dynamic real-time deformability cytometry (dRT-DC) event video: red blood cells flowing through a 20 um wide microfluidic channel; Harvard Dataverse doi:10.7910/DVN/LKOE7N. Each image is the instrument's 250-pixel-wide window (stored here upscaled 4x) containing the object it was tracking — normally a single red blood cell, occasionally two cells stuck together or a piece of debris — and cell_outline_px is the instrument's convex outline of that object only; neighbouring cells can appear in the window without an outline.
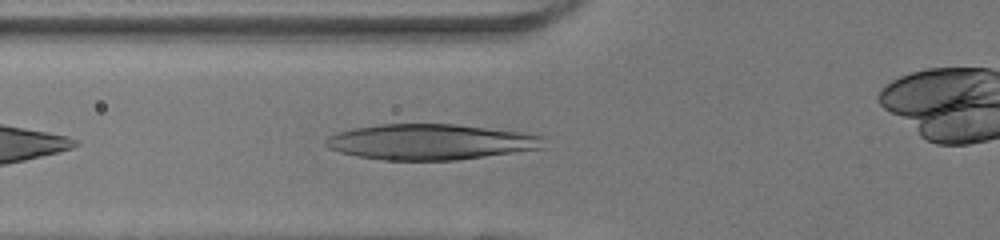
{"species": "human", "species_latin": "Homo sapiens", "temperature_condition": "room temperature", "stored_images_in_passage": 31, "camera_frame_rate_fps": 3000, "um_per_image_px": 0.085, "donor": {"sex": "female"}, "frame": {"image": 1, "passage_image": 4, "time_ms": 1.0, "image_size_px": [1000, 240], "cell_outline_px": [[544, 148], [456, 160], [384, 160], [356, 156], [340, 152], [328, 148], [324, 144], [324, 140], [328, 136], [336, 132], [352, 128], [380, 124], [456, 124], [528, 132], [544, 136]], "centroid_in_image_um": [36.6, 12.05], "position_along_channel_um": 89.2, "area_um2": 45.72}}
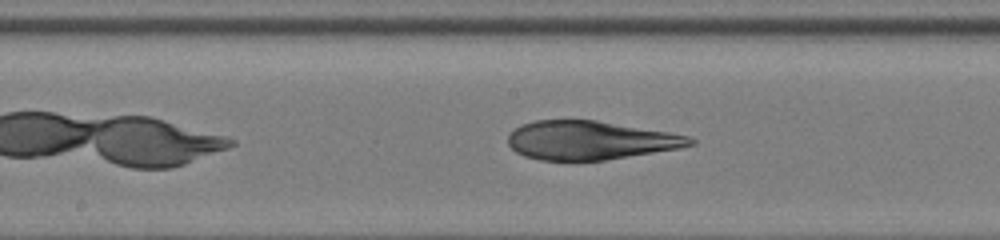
{"frame": {"image": 2, "passage_image": 12, "time_ms": 3.667, "image_size_px": [1000, 240], "cell_outline_px": [[696, 144], [680, 148], [604, 160], [540, 160], [524, 156], [516, 152], [508, 144], [508, 136], [520, 124], [536, 120], [596, 120], [668, 132], [688, 136], [696, 140]], "centroid_in_image_um": [50.15, 11.92], "position_along_channel_um": 198.0, "area_um2": 40.86}}
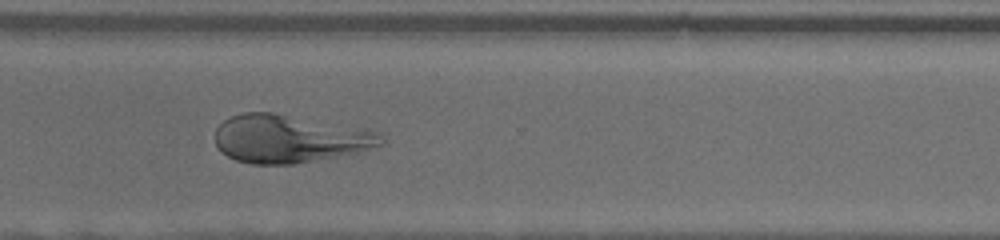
{"frame": {"image": 3, "passage_image": 23, "time_ms": 7.333, "image_size_px": [1000, 240], "cell_outline_px": [[384, 144], [356, 152], [296, 164], [252, 164], [236, 160], [220, 152], [216, 148], [216, 128], [224, 120], [232, 116], [244, 112], [272, 112], [368, 128], [380, 132], [384, 140]], "centroid_in_image_um": [24.61, 11.78], "position_along_channel_um": 346.0, "area_um2": 46.7}}